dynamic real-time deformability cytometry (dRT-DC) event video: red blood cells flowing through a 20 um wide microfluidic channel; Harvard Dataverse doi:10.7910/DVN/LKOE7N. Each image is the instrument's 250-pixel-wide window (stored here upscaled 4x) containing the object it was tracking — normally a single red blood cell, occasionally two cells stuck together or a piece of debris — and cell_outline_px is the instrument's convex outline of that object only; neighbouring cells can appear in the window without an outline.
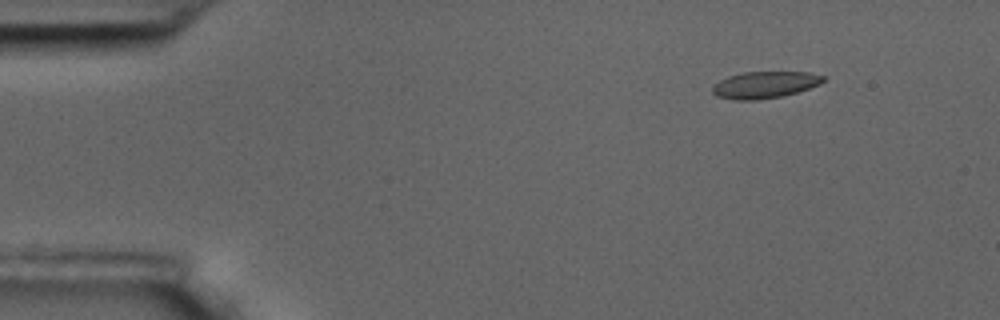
{"species": "common noctule bat (a hibernating species)", "species_latin": "Nyctalus noctula", "temperature_condition": "room temperature", "stored_images_in_passage": 5, "camera_frame_rate_fps": 3000, "um_per_image_px": 0.085, "animal": {"sex": "male", "body_mass_g": 17.5, "forearm_length_mm": 52.3}, "frame": {"image": 1, "passage_image": 2, "time_ms": 0.333, "image_size_px": [1000, 320], "cell_outline_px": [[824, 80], [820, 84], [784, 96], [756, 100], [732, 100], [716, 96], [712, 92], [712, 88], [720, 80], [728, 76], [744, 72], [808, 72], [824, 76]], "centroid_in_image_um": [64.98, 7.21], "position_along_channel_um": 20.0, "area_um2": 17.22}}
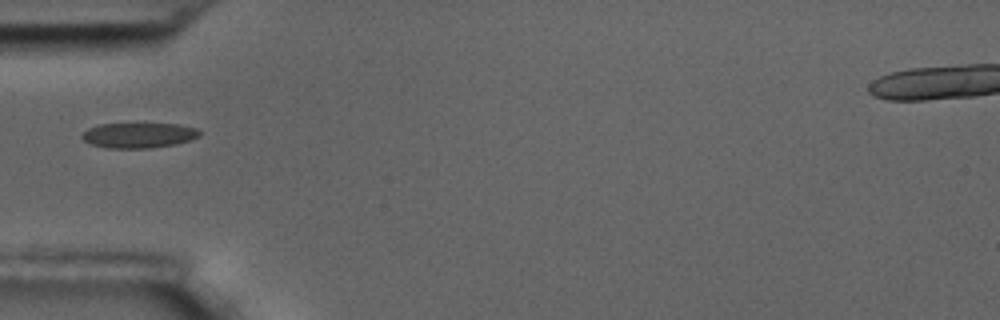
{"frame": {"image": 2, "passage_image": 5, "time_ms": 1.333, "image_size_px": [1000, 320], "cell_outline_px": [[200, 136], [192, 140], [176, 144], [152, 148], [104, 148], [92, 144], [84, 140], [80, 136], [88, 128], [96, 124], [180, 124], [196, 128], [200, 132]], "centroid_in_image_um": [11.8, 11.5], "position_along_channel_um": 73.2, "area_um2": 17.4}}